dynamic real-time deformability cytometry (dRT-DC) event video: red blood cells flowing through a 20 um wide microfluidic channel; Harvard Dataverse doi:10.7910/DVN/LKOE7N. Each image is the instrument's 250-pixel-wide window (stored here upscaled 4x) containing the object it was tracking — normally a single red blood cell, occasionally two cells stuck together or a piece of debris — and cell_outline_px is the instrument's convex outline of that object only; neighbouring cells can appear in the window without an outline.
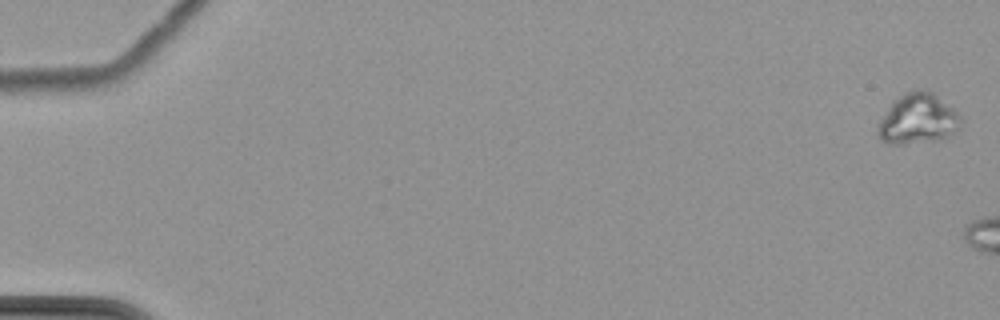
{"species": "common noctule bat (a hibernating species)", "species_latin": "Nyctalus noctula", "temperature_condition": "cold", "stored_images_in_passage": 3, "camera_frame_rate_fps": 3000, "um_per_image_px": 0.085, "animal": {"sex": "female", "body_mass_g": 22.7, "forearm_length_mm": 54.2}, "frame": {"image": 1, "passage_image": 1, "time_ms": 0.0, "image_size_px": [1000, 320], "cell_outline_px": [[964, 120], [960, 128], [948, 136], [936, 140], [904, 144], [884, 144], [880, 140], [876, 132], [876, 128], [880, 120], [892, 100], [904, 92], [916, 88], [928, 88], [952, 108]], "centroid_in_image_um": [77.99, 10.09], "position_along_channel_um": 7.0, "area_um2": 24.91}}